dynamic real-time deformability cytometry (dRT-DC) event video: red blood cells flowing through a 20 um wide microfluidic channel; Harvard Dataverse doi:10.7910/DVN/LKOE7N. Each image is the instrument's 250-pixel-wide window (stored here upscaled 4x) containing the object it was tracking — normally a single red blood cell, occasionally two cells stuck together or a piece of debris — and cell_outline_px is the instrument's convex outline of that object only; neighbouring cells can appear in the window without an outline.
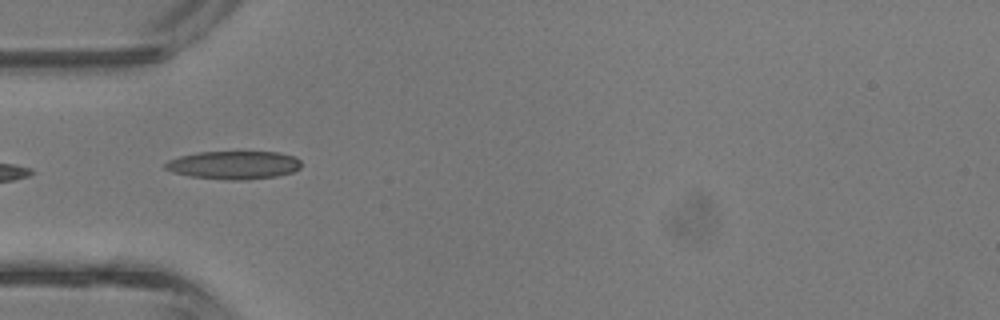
{"species": "common noctule bat (a hibernating species)", "species_latin": "Nyctalus noctula", "temperature_condition": "room temperature", "stored_images_in_passage": 18, "camera_frame_rate_fps": 3000, "um_per_image_px": 0.085, "animal": {"sex": "male", "body_mass_g": 13.3}, "frame": {"image": 1, "passage_image": 1, "time_ms": 0.0, "image_size_px": [1000, 320], "cell_outline_px": [[300, 168], [292, 172], [276, 176], [244, 180], [236, 180], [192, 176], [176, 172], [164, 168], [164, 164], [168, 160], [180, 156], [196, 152], [280, 152], [296, 156], [300, 160]], "centroid_in_image_um": [19.91, 14.01], "position_along_channel_um": 65.1, "area_um2": 22.14}}